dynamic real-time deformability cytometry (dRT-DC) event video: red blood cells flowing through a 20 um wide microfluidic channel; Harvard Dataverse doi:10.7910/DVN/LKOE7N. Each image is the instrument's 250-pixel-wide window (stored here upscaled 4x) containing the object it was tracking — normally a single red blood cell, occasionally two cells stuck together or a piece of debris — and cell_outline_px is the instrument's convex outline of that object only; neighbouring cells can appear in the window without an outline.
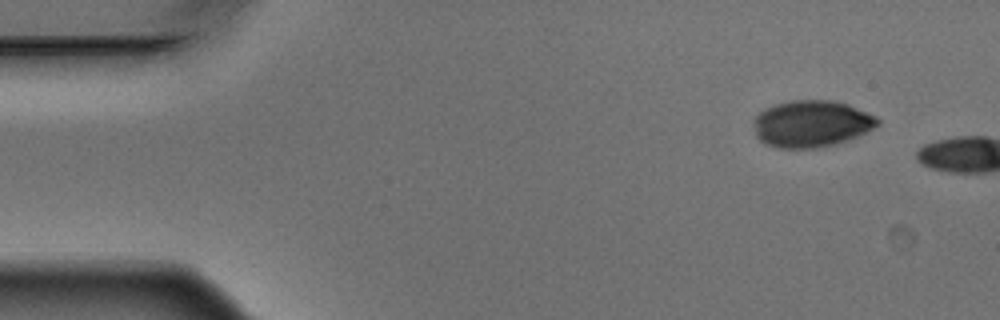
{"species": "Egyptian fruit bat (a non-hibernating species)", "species_latin": "Rousettus aegyptiacus", "temperature_condition": "warm", "stored_images_in_passage": 2, "camera_frame_rate_fps": 3000, "um_per_image_px": 0.085, "animal": {"sex": "male"}, "frame": {"image": 1, "passage_image": 1, "time_ms": 0.0, "image_size_px": [1000, 320], "cell_outline_px": [[880, 124], [856, 136], [832, 144], [816, 148], [780, 148], [764, 144], [756, 136], [752, 120], [764, 108], [776, 104], [792, 100], [832, 100], [848, 104], [876, 116], [880, 120]], "centroid_in_image_um": [68.93, 10.5], "position_along_channel_um": 16.1, "area_um2": 33.64}}